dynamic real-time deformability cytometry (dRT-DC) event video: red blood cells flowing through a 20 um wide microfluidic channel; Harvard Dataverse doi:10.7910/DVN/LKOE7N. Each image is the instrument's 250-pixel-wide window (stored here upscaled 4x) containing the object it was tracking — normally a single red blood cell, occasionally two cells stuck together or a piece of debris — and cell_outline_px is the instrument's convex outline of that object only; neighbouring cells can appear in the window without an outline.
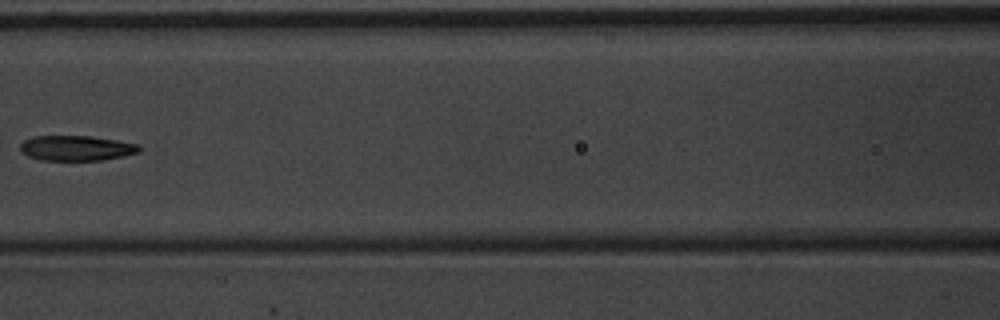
{"species": "common noctule bat (a hibernating species)", "species_latin": "Nyctalus noctula", "temperature_condition": "warm", "stored_images_in_passage": 8, "camera_frame_rate_fps": 3000, "um_per_image_px": 0.085, "animal": {"sex": "male", "body_mass_g": 20.1, "forearm_length_mm": 53.5}, "frame": {"image": 1, "passage_image": 7, "time_ms": 2.0, "image_size_px": [1000, 320], "cell_outline_px": [[140, 152], [124, 156], [104, 160], [40, 160], [28, 156], [20, 152], [20, 144], [24, 140], [32, 136], [92, 136], [116, 140], [136, 144], [140, 148]], "centroid_in_image_um": [6.46, 12.59], "position_along_channel_um": 160.1, "area_um2": 17.51}}
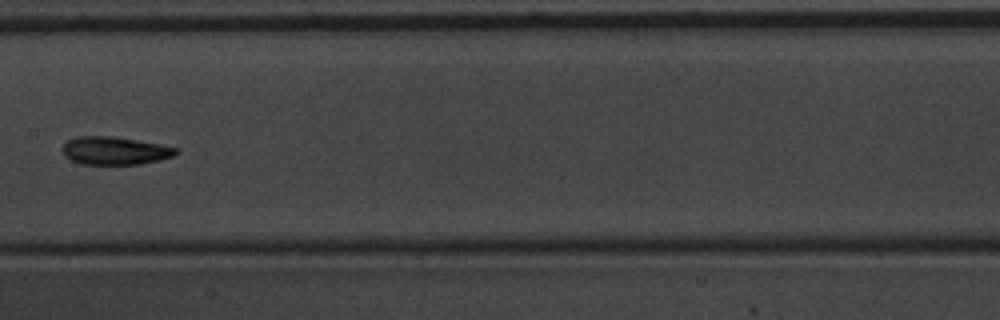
{"frame": {"image": 2, "passage_image": 8, "time_ms": 2.333, "image_size_px": [1000, 320], "cell_outline_px": [[180, 152], [172, 156], [160, 160], [140, 164], [80, 164], [64, 156], [60, 148], [68, 140], [76, 136], [112, 136], [160, 144], [180, 148]], "centroid_in_image_um": [9.76, 12.81], "position_along_channel_um": 197.6, "area_um2": 18.67}}